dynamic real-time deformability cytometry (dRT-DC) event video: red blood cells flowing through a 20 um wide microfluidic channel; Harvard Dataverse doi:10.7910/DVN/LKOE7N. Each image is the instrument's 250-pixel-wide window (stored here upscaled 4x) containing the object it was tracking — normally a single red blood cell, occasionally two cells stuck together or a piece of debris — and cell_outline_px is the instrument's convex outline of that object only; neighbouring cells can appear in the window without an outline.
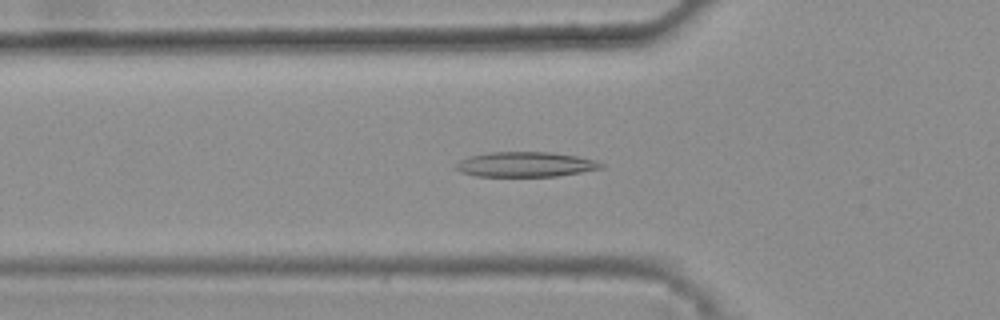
{"species": "common noctule bat (a hibernating species)", "species_latin": "Nyctalus noctula", "temperature_condition": "warm", "stored_images_in_passage": 37, "camera_frame_rate_fps": 3000, "um_per_image_px": 0.085, "animal": {"sex": "female", "body_mass_g": 25.1}, "frame": {"image": 1, "passage_image": 10, "time_ms": 3.0, "image_size_px": [1000, 320], "cell_outline_px": [[604, 168], [556, 176], [476, 176], [460, 172], [456, 168], [456, 164], [460, 160], [468, 156], [488, 152], [552, 152], [576, 156], [596, 160], [604, 164]], "centroid_in_image_um": [44.66, 13.97], "position_along_channel_um": 81.1, "area_um2": 21.15}}
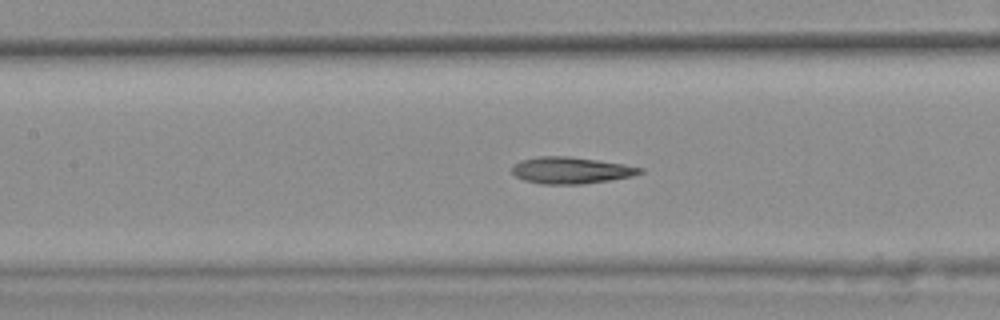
{"frame": {"image": 2, "passage_image": 16, "time_ms": 5.0, "image_size_px": [1000, 320], "cell_outline_px": [[644, 172], [632, 176], [584, 184], [540, 184], [524, 180], [516, 176], [512, 172], [512, 168], [520, 160], [536, 156], [568, 156], [624, 164], [644, 168]], "centroid_in_image_um": [48.53, 14.48], "position_along_channel_um": 158.9, "area_um2": 19.83}}
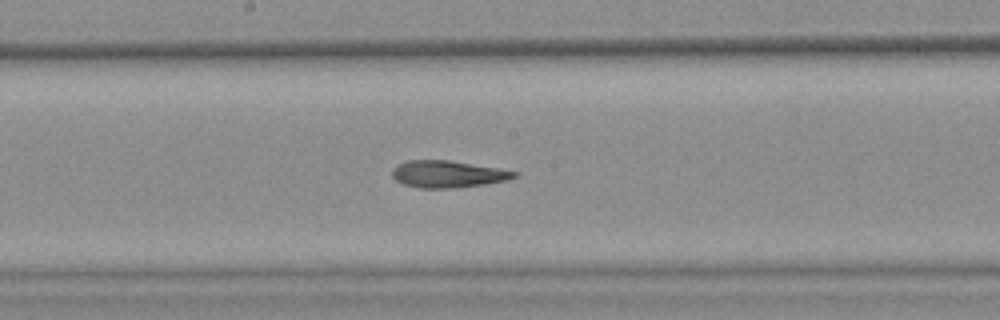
{"frame": {"image": 3, "passage_image": 20, "time_ms": 6.333, "image_size_px": [1000, 320], "cell_outline_px": [[516, 176], [504, 180], [484, 184], [452, 188], [420, 188], [404, 184], [396, 180], [392, 176], [392, 168], [396, 164], [408, 160], [448, 160], [496, 168], [516, 172]], "centroid_in_image_um": [37.96, 14.79], "position_along_channel_um": 210.2, "area_um2": 18.84}, "authors_computed_cell_mechanics": {"area_um2": 19.7676, "velocity_mm_per_s": 3.8613, "shape_relaxation_time_tau1_ms": null, "shape_relaxation_time_tau2_ms": 3.8311, "deformation_change_tau1": null, "deformation_change_tau2": 0.1242}}